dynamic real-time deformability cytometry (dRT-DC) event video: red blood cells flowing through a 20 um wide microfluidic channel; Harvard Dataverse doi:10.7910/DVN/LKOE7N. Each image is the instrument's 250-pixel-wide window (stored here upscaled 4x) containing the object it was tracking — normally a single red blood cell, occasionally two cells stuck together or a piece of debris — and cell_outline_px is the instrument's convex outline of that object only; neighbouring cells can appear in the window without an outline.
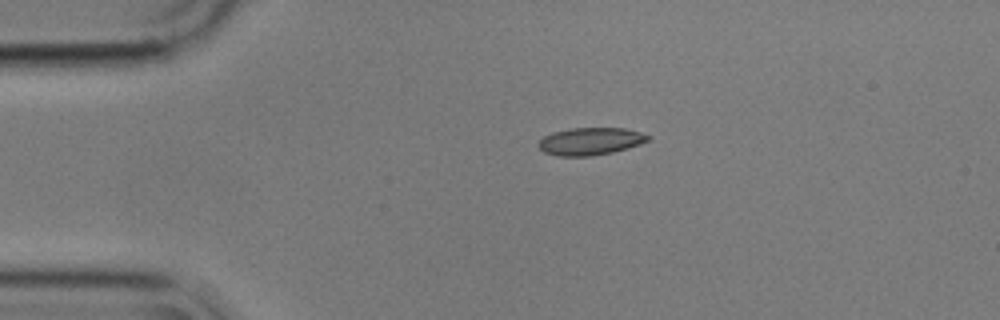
{"species": "common noctule bat (a hibernating species)", "species_latin": "Nyctalus noctula", "temperature_condition": "cold", "stored_images_in_passage": 3, "camera_frame_rate_fps": 3000, "um_per_image_px": 0.085, "animal": {"sex": "male", "body_mass_g": 17.9}, "frame": {"image": 1, "passage_image": 1, "time_ms": 0.0, "image_size_px": [1000, 320], "cell_outline_px": [[652, 136], [648, 140], [640, 144], [628, 148], [612, 152], [592, 156], [556, 156], [544, 152], [536, 144], [544, 136], [552, 132], [572, 128], [624, 128], [640, 132]], "centroid_in_image_um": [50.17, 12.01], "position_along_channel_um": 34.8, "area_um2": 17.57}}